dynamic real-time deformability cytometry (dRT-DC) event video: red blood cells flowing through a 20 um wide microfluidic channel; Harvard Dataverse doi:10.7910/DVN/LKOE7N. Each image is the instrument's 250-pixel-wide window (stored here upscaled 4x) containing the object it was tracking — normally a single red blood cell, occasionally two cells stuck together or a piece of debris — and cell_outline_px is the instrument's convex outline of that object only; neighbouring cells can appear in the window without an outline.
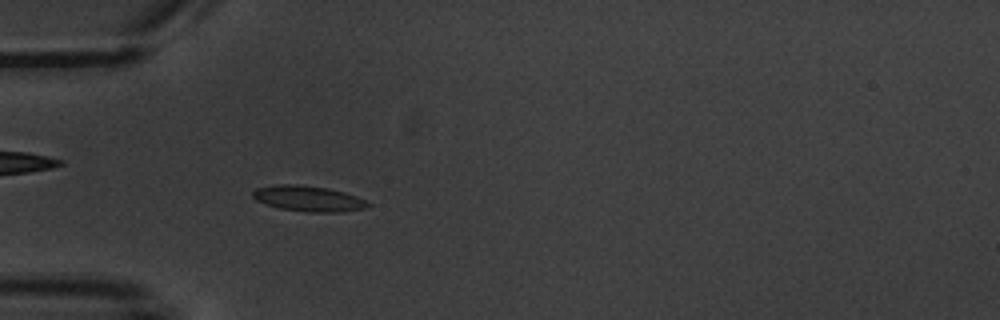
{"species": "common noctule bat (a hibernating species)", "species_latin": "Nyctalus noctula", "temperature_condition": "warm", "stored_images_in_passage": 5, "camera_frame_rate_fps": 3000, "um_per_image_px": 0.085, "animal": {"sex": "male", "body_mass_g": 20.1, "forearm_length_mm": 53.5}, "frame": {"image": 1, "passage_image": 5, "time_ms": 4.667, "image_size_px": [1000, 320], "cell_outline_px": [[372, 204], [364, 208], [344, 212], [308, 212], [280, 208], [256, 200], [252, 196], [252, 192], [256, 188], [272, 184], [300, 184], [328, 188], [344, 192], [368, 200]], "centroid_in_image_um": [26.23, 16.87], "position_along_channel_um": 58.8, "area_um2": 17.34}}